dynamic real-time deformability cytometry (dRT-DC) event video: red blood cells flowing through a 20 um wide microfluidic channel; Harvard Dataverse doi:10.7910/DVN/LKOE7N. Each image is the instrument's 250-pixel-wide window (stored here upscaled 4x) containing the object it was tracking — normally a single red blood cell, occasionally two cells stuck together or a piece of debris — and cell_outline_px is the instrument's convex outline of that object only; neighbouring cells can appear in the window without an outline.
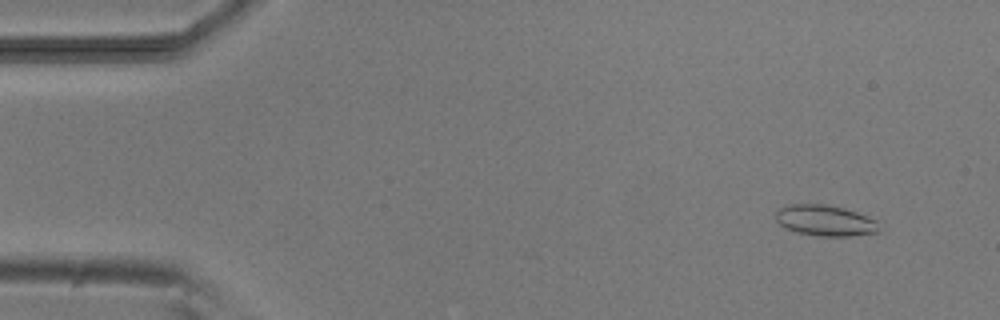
{"species": "common noctule bat (a hibernating species)", "species_latin": "Nyctalus noctula", "temperature_condition": "room temperature", "stored_images_in_passage": 5, "camera_frame_rate_fps": 3000, "um_per_image_px": 0.085, "animal": {"sex": "male", "body_mass_g": 20.5, "forearm_length_mm": 52.5}, "frame": {"image": 1, "passage_image": 2, "time_ms": 1.0, "image_size_px": [1000, 320], "cell_outline_px": [[880, 232], [848, 236], [816, 236], [796, 232], [784, 228], [776, 220], [776, 212], [780, 208], [788, 204], [824, 204], [844, 208], [856, 212], [876, 220]], "centroid_in_image_um": [70.11, 18.75], "position_along_channel_um": 14.9, "area_um2": 18.61}}
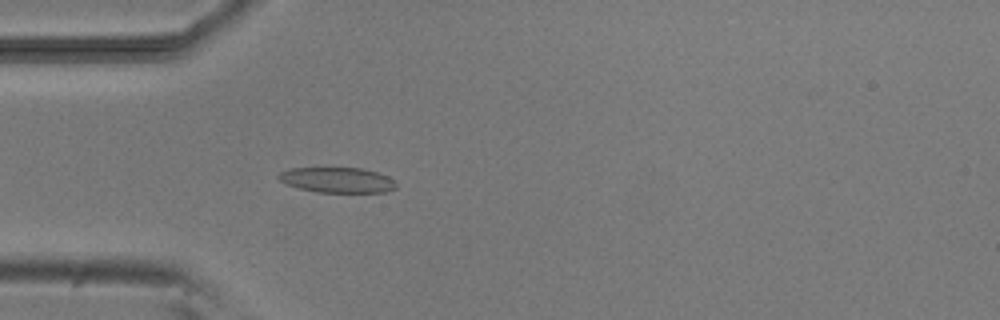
{"frame": {"image": 2, "passage_image": 5, "time_ms": 4.667, "image_size_px": [1000, 320], "cell_outline_px": [[396, 188], [384, 192], [316, 192], [300, 188], [288, 184], [280, 180], [276, 176], [280, 172], [288, 168], [364, 168], [388, 176], [396, 184]], "centroid_in_image_um": [28.66, 15.29], "position_along_channel_um": 56.3, "area_um2": 17.22}}